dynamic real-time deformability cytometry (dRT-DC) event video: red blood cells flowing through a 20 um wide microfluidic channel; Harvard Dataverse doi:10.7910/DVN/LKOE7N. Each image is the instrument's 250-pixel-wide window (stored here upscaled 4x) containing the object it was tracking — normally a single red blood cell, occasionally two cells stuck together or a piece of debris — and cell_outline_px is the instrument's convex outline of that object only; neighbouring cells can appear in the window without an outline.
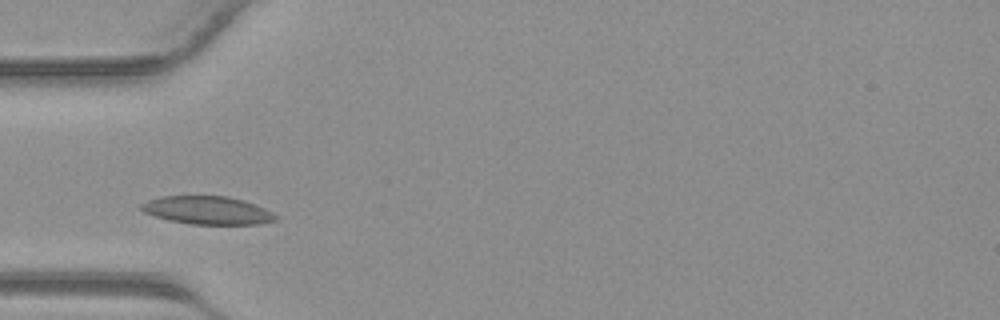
{"species": "common noctule bat (a hibernating species)", "species_latin": "Nyctalus noctula", "temperature_condition": "warm", "stored_images_in_passage": 22, "camera_frame_rate_fps": 3000, "um_per_image_px": 0.085, "animal": {"sex": "male", "body_mass_g": 23.1, "forearm_length_mm": 52.7}, "frame": {"image": 1, "passage_image": 1, "time_ms": 0.0, "image_size_px": [1000, 320], "cell_outline_px": [[280, 216], [276, 220], [260, 224], [192, 224], [168, 220], [144, 212], [136, 208], [140, 204], [148, 200], [160, 196], [228, 196], [244, 200], [264, 208]], "centroid_in_image_um": [17.62, 17.87], "position_along_channel_um": 67.4, "area_um2": 22.14}}
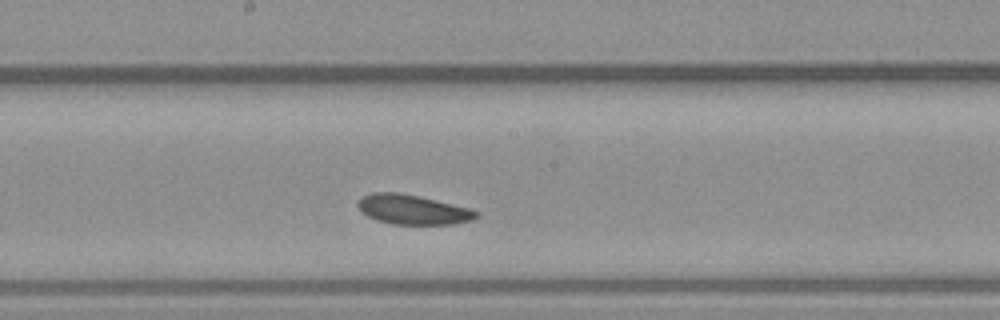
{"frame": {"image": 2, "passage_image": 10, "time_ms": 3.0, "image_size_px": [1000, 320], "cell_outline_px": [[480, 216], [472, 220], [452, 224], [392, 224], [376, 220], [360, 212], [356, 204], [364, 196], [372, 192], [400, 192], [420, 196], [468, 208], [480, 212]], "centroid_in_image_um": [35.07, 17.81], "position_along_channel_um": 213.1, "area_um2": 20.52}}
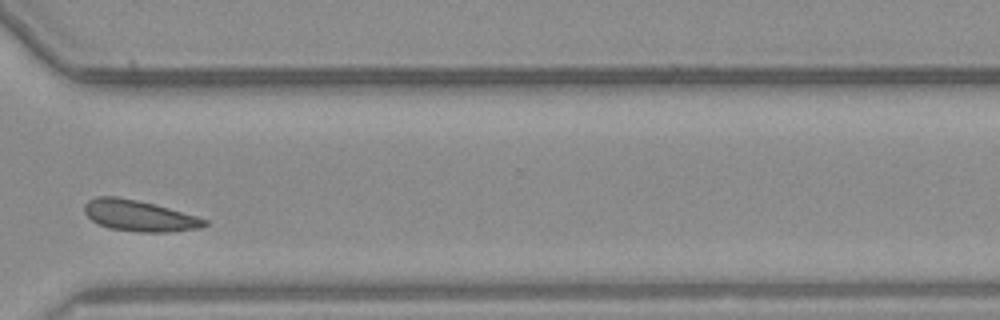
{"frame": {"image": 3, "passage_image": 19, "time_ms": 6.0, "image_size_px": [1000, 320], "cell_outline_px": [[208, 224], [200, 228], [168, 232], [140, 232], [108, 228], [92, 220], [84, 212], [84, 204], [88, 200], [96, 196], [116, 196], [136, 200], [168, 208], [196, 216], [208, 220]], "centroid_in_image_um": [11.81, 18.34], "position_along_channel_um": 358.8, "area_um2": 21.56}}